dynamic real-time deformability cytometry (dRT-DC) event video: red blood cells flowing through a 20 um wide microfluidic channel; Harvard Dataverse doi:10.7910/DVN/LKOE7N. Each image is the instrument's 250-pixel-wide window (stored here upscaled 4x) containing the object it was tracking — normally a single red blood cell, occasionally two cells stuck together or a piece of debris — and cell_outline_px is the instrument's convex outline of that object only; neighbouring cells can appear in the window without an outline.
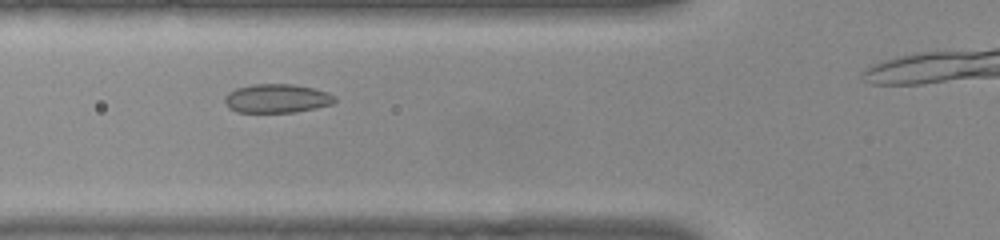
{"species": "common noctule bat (a hibernating species)", "species_latin": "Nyctalus noctula", "temperature_condition": "warm", "stored_images_in_passage": 27, "camera_frame_rate_fps": 3000, "um_per_image_px": 0.085, "animal": {"sex": "female", "body_mass_g": 22.0, "forearm_length_mm": 56.7}, "frame": {"image": 1, "passage_image": 3, "time_ms": 0.667, "image_size_px": [1000, 240], "cell_outline_px": [[336, 100], [332, 104], [316, 108], [296, 112], [236, 112], [228, 108], [224, 100], [224, 96], [228, 92], [236, 88], [252, 84], [292, 84], [312, 88], [328, 92], [336, 96]], "centroid_in_image_um": [23.52, 8.37], "position_along_channel_um": 102.3, "area_um2": 18.61}}
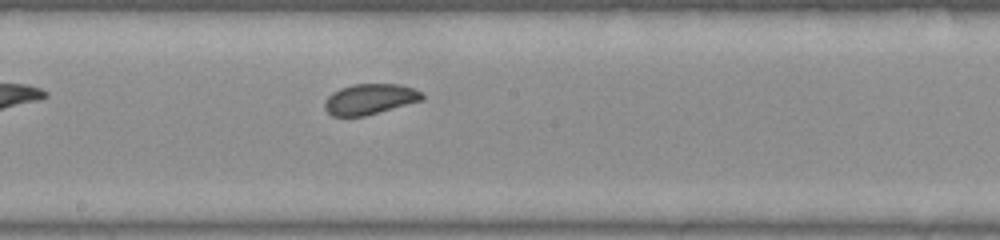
{"frame": {"image": 2, "passage_image": 12, "time_ms": 3.667, "image_size_px": [1000, 240], "cell_outline_px": [[424, 100], [364, 116], [332, 116], [324, 108], [324, 100], [332, 92], [340, 88], [352, 84], [400, 84], [412, 88], [420, 92], [424, 96]], "centroid_in_image_um": [31.41, 8.42], "position_along_channel_um": 216.8, "area_um2": 17.4}}
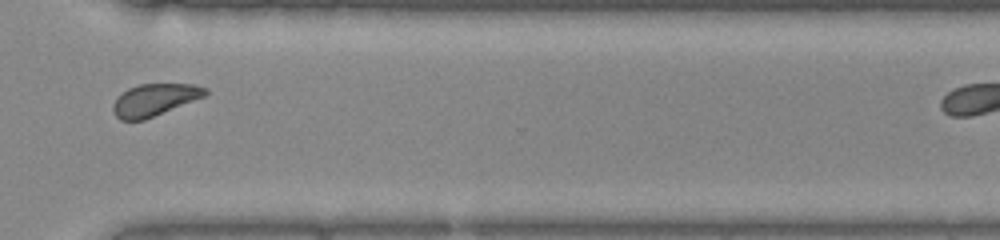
{"frame": {"image": 3, "passage_image": 23, "time_ms": 7.333, "image_size_px": [1000, 240], "cell_outline_px": [[208, 92], [204, 96], [144, 120], [120, 120], [116, 116], [112, 108], [112, 104], [116, 96], [128, 88], [140, 84], [196, 84], [208, 88]], "centroid_in_image_um": [13.1, 8.47], "position_along_channel_um": 357.5, "area_um2": 17.22}}